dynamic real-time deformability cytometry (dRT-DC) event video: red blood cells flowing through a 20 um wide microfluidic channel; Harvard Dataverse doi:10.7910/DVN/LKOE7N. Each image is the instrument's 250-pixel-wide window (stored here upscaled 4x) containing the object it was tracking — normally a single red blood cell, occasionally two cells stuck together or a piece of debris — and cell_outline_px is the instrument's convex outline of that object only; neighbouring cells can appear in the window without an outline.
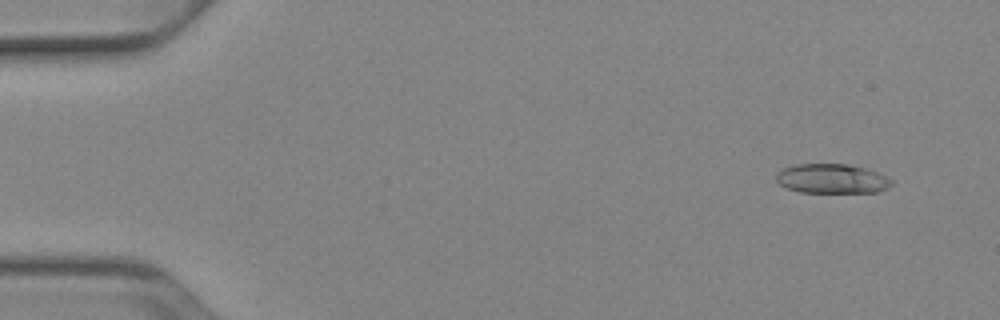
{"species": "Egyptian fruit bat (a non-hibernating species)", "species_latin": "Rousettus aegyptiacus", "temperature_condition": "cold", "stored_images_in_passage": 52, "camera_frame_rate_fps": 3000, "um_per_image_px": 0.085, "animal": {"sex": "female"}, "frame": {"image": 1, "passage_image": 4, "time_ms": 1.0, "image_size_px": [1000, 320], "cell_outline_px": [[892, 184], [888, 188], [876, 192], [800, 192], [788, 188], [780, 184], [776, 180], [776, 172], [784, 168], [796, 164], [848, 164], [864, 168], [888, 176], [892, 180]], "centroid_in_image_um": [70.72, 15.18], "position_along_channel_um": 14.3, "area_um2": 19.77}}
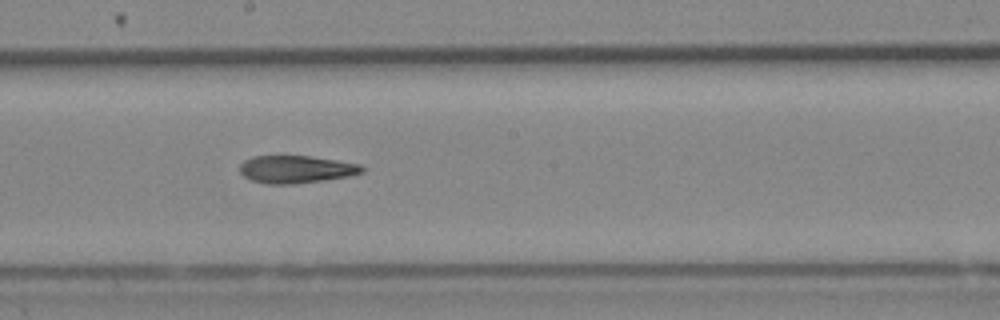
{"frame": {"image": 2, "passage_image": 29, "time_ms": 9.333, "image_size_px": [1000, 320], "cell_outline_px": [[364, 172], [352, 176], [324, 180], [292, 184], [264, 184], [252, 180], [244, 176], [240, 172], [240, 164], [244, 160], [252, 156], [308, 156], [336, 160], [360, 164], [364, 168]], "centroid_in_image_um": [25.17, 14.39], "position_along_channel_um": 223.0, "area_um2": 19.71}}
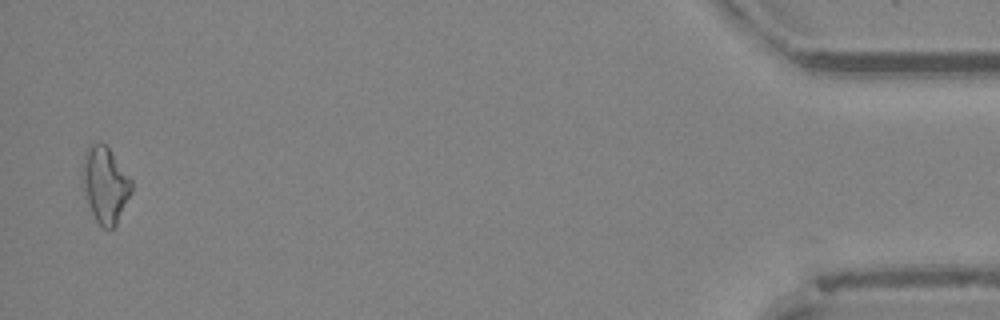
{"frame": {"image": 3, "passage_image": 51, "time_ms": 16.667, "image_size_px": [1000, 320], "cell_outline_px": [[132, 192], [116, 224], [108, 232], [96, 220], [92, 212], [84, 188], [80, 172], [84, 156], [88, 148], [92, 144], [104, 144], [108, 148], [132, 180]], "centroid_in_image_um": [8.94, 15.73], "position_along_channel_um": 426.3, "area_um2": 21.33}, "authors_computed_cell_mechanics": {"area_um2": 20.3745, "velocity_mm_per_s": 3.9224, "shape_relaxation_time_tau1_ms": 11.2379, "shape_relaxation_time_tau2_ms": 8.5331, "deformation_change_tau1": 0.2429, "deformation_change_tau2": 0.1889}}